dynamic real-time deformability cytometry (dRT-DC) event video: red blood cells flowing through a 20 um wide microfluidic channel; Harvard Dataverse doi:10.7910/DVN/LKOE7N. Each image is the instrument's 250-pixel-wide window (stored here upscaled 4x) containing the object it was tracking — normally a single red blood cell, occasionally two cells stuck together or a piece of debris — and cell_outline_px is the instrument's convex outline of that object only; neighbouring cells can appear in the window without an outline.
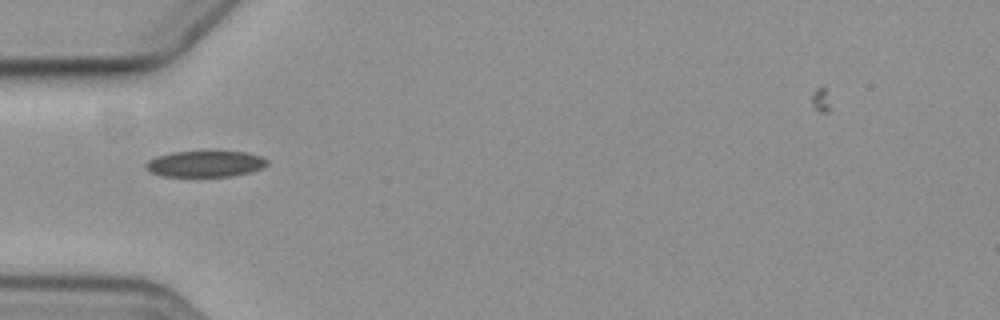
{"species": "common noctule bat (a hibernating species)", "species_latin": "Nyctalus noctula", "temperature_condition": "cold", "stored_images_in_passage": 4, "camera_frame_rate_fps": 3000, "um_per_image_px": 0.085, "animal": {"sex": "female", "body_mass_g": 19.3, "forearm_length_mm": 54.1}, "frame": {"image": 1, "passage_image": 2, "time_ms": 2.0, "image_size_px": [1000, 320], "cell_outline_px": [[268, 164], [252, 172], [232, 176], [164, 176], [152, 172], [144, 168], [144, 164], [148, 160], [156, 156], [172, 152], [216, 148], [248, 152], [260, 156], [268, 160]], "centroid_in_image_um": [17.47, 13.86], "position_along_channel_um": 67.5, "area_um2": 19.48}}
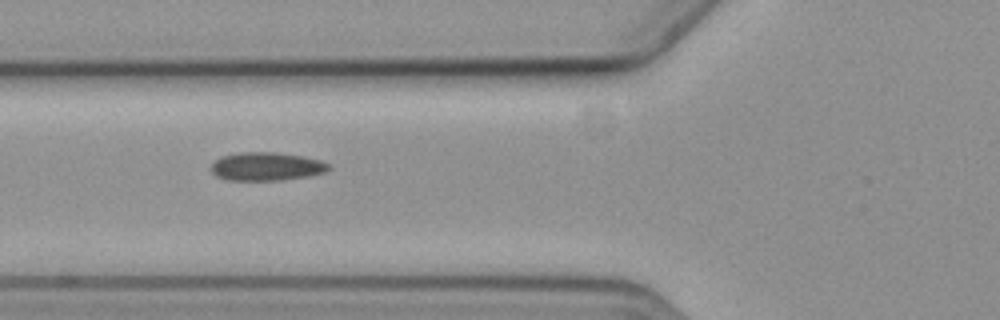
{"frame": {"image": 2, "passage_image": 3, "time_ms": 3.0, "image_size_px": [1000, 320], "cell_outline_px": [[328, 168], [324, 172], [308, 176], [280, 180], [228, 180], [216, 176], [208, 168], [220, 156], [240, 152], [272, 152], [304, 156], [320, 160], [328, 164]], "centroid_in_image_um": [22.59, 14.14], "position_along_channel_um": 103.2, "area_um2": 19.36}}
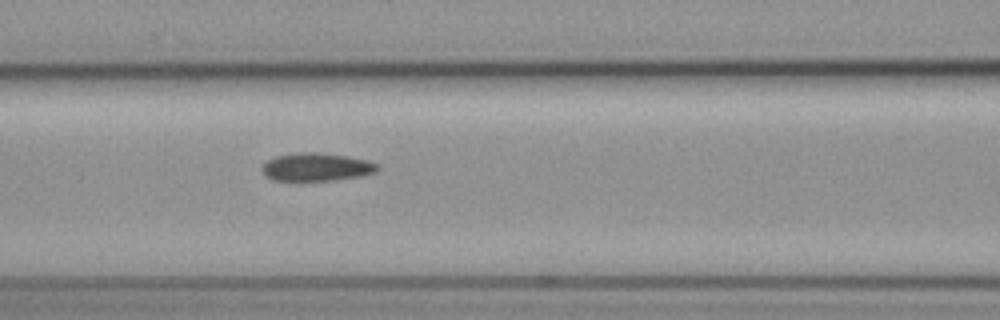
{"frame": {"image": 3, "passage_image": 4, "time_ms": 4.0, "image_size_px": [1000, 320], "cell_outline_px": [[380, 168], [376, 172], [360, 176], [336, 180], [272, 180], [260, 168], [268, 160], [276, 156], [296, 152], [320, 152], [348, 156], [368, 160], [376, 164]], "centroid_in_image_um": [26.92, 14.18], "position_along_channel_um": 139.7, "area_um2": 18.84}}